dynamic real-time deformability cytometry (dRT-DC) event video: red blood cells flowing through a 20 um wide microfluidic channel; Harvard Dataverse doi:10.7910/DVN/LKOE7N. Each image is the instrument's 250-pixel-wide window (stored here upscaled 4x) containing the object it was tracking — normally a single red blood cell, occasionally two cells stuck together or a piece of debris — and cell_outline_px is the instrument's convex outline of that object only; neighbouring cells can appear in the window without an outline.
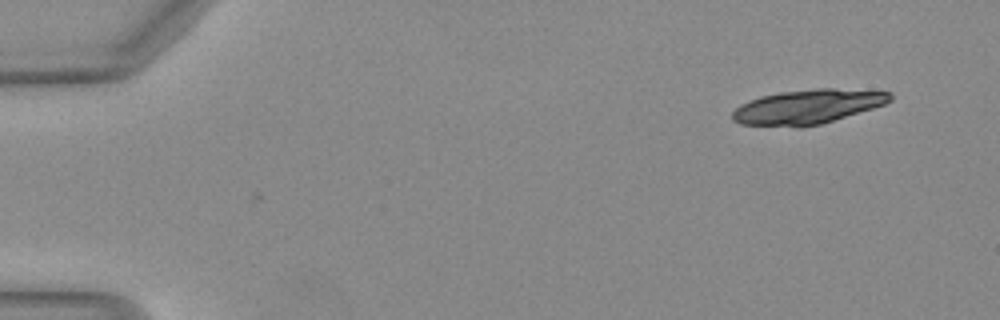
{"species": "Egyptian fruit bat (a non-hibernating species)", "species_latin": "Rousettus aegyptiacus", "temperature_condition": "warm", "stored_images_in_passage": 2, "camera_frame_rate_fps": 3000, "um_per_image_px": 0.085, "animal": {"sex": "female"}, "frame": {"image": 1, "passage_image": 1, "time_ms": 0.0, "image_size_px": [1000, 320], "cell_outline_px": [[892, 100], [884, 104], [872, 108], [820, 124], [800, 128], [740, 124], [732, 120], [732, 112], [740, 104], [748, 100], [760, 96], [780, 92], [816, 88], [832, 88], [892, 92]], "centroid_in_image_um": [68.59, 9.08], "position_along_channel_um": 16.4, "area_um2": 31.73}}